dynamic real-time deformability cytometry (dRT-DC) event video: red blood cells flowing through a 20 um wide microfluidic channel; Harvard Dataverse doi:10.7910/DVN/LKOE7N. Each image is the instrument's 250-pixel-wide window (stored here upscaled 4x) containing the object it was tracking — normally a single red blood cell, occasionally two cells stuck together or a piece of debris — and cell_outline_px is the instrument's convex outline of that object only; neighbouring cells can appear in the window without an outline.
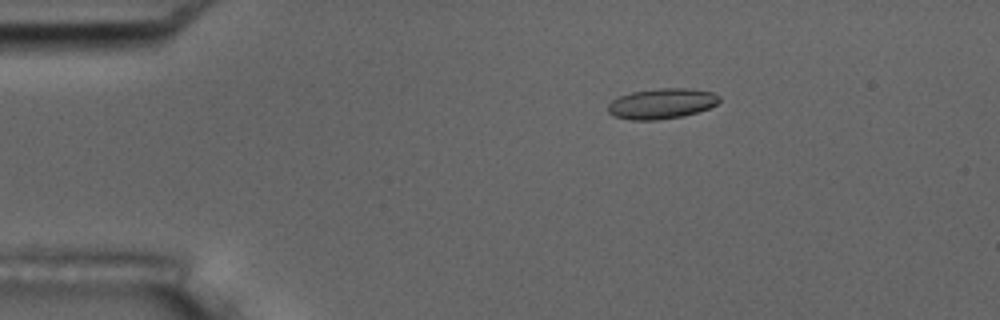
{"species": "common noctule bat (a hibernating species)", "species_latin": "Nyctalus noctula", "temperature_condition": "room temperature", "stored_images_in_passage": 49, "camera_frame_rate_fps": 3000, "um_per_image_px": 0.085, "animal": {"sex": "male", "body_mass_g": 17.5, "forearm_length_mm": 52.3}, "frame": {"image": 1, "passage_image": 4, "time_ms": 1.0, "image_size_px": [1000, 320], "cell_outline_px": [[720, 100], [716, 104], [708, 108], [684, 116], [656, 120], [632, 120], [616, 116], [608, 112], [608, 104], [612, 100], [620, 96], [632, 92], [660, 88], [684, 88], [712, 92], [720, 96]], "centroid_in_image_um": [56.24, 8.81], "position_along_channel_um": 28.8, "area_um2": 19.54}}
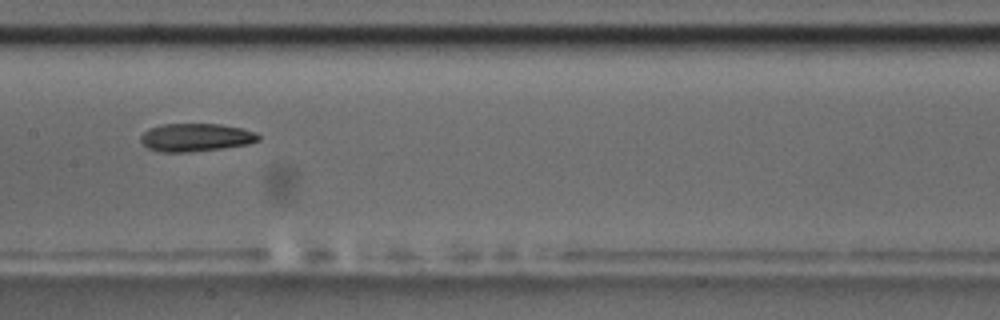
{"frame": {"image": 2, "passage_image": 22, "time_ms": 7.0, "image_size_px": [1000, 320], "cell_outline_px": [[260, 140], [248, 144], [224, 148], [188, 152], [160, 152], [148, 148], [140, 140], [140, 136], [148, 128], [160, 124], [220, 124], [240, 128], [256, 132], [260, 136]], "centroid_in_image_um": [16.63, 11.68], "position_along_channel_um": 190.8, "area_um2": 19.31}}
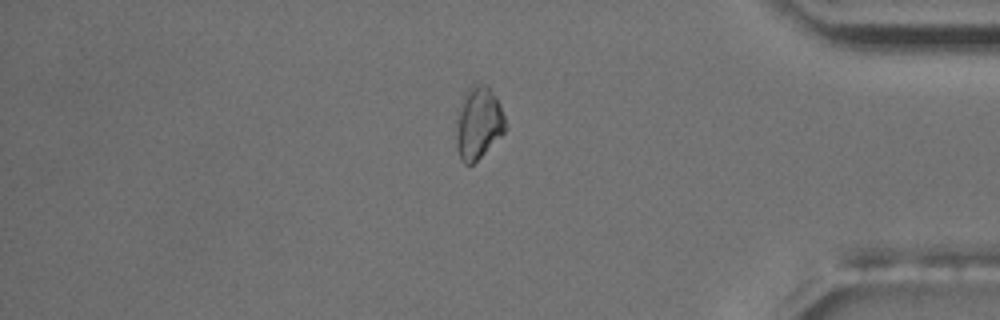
{"frame": {"image": 3, "passage_image": 41, "time_ms": 13.333, "image_size_px": [1000, 320], "cell_outline_px": [[508, 128], [472, 164], [464, 164], [460, 160], [456, 148], [456, 112], [468, 88], [472, 84], [488, 84], [500, 104]], "centroid_in_image_um": [40.64, 10.43], "position_along_channel_um": 394.6, "area_um2": 20.87}, "authors_computed_cell_mechanics": {"area_um2": 19.4786, "velocity_mm_per_s": 3.645, "shape_relaxation_time_tau1_ms": 6.0844, "shape_relaxation_time_tau2_ms": null, "deformation_change_tau1": 0.1703, "deformation_change_tau2": null}}